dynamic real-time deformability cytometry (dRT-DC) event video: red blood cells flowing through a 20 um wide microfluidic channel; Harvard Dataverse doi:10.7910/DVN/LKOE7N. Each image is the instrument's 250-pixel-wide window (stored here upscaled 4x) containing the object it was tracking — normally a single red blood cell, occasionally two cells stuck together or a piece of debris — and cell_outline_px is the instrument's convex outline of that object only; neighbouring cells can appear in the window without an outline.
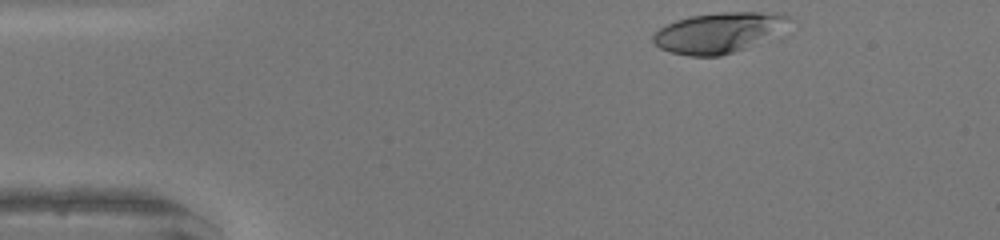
{"species": "human", "species_latin": "Homo sapiens", "temperature_condition": "warm", "stored_images_in_passage": 33, "camera_frame_rate_fps": 3000, "um_per_image_px": 0.085, "donor": {"sex": "female"}, "frame": {"image": 1, "passage_image": 1, "time_ms": 0.0, "image_size_px": [1000, 240], "cell_outline_px": [[792, 20], [784, 36], [720, 56], [688, 56], [672, 52], [660, 48], [652, 40], [652, 36], [660, 28], [676, 20], [692, 16], [720, 12], [776, 12], [792, 16]], "centroid_in_image_um": [61.28, 2.77], "position_along_channel_um": 23.7, "area_um2": 32.95}}
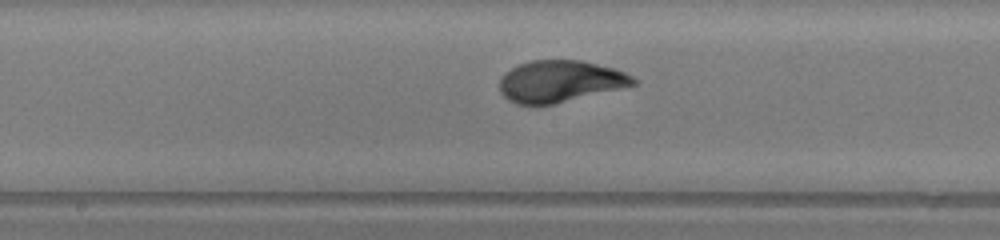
{"frame": {"image": 2, "passage_image": 19, "time_ms": 6.0, "image_size_px": [1000, 240], "cell_outline_px": [[640, 84], [552, 104], [516, 104], [508, 100], [500, 92], [500, 80], [504, 72], [520, 64], [532, 60], [580, 60], [612, 68], [624, 72], [640, 80]], "centroid_in_image_um": [47.63, 6.91], "position_along_channel_um": 200.6, "area_um2": 32.37}}
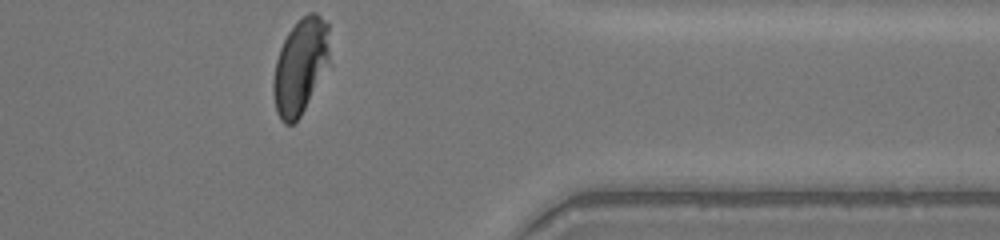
{"frame": {"image": 3, "passage_image": 33, "time_ms": 10.667, "image_size_px": [1000, 240], "cell_outline_px": [[332, 64], [300, 116], [292, 124], [284, 124], [280, 120], [276, 112], [272, 92], [272, 80], [276, 60], [280, 48], [288, 32], [308, 12], [316, 12], [328, 24]], "centroid_in_image_um": [25.57, 5.65], "position_along_channel_um": 385.8, "area_um2": 32.14}, "authors_computed_cell_mechanics": {"area_um2": 32.657, "velocity_mm_per_s": 4.3103, "shape_relaxation_time_tau1_ms": 4.3812, "shape_relaxation_time_tau2_ms": null, "deformation_change_tau1": 0.2479, "deformation_change_tau2": null}}